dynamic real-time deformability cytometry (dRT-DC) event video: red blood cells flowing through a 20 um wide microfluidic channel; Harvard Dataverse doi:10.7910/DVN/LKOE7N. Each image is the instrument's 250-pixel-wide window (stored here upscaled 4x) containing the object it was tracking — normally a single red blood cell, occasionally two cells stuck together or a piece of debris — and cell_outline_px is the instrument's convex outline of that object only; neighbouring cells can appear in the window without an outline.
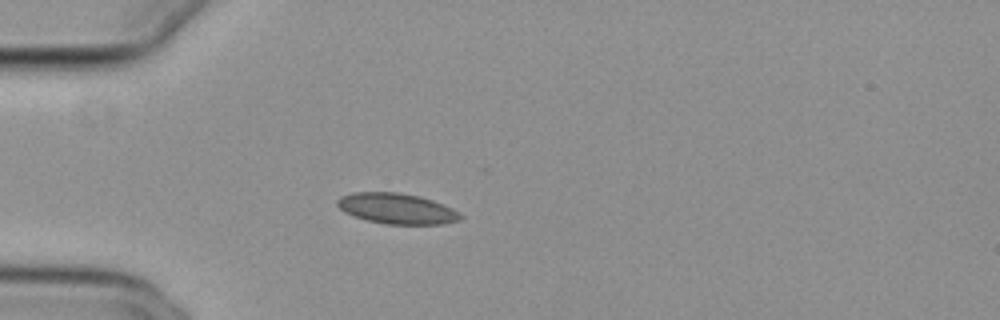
{"species": "common noctule bat (a hibernating species)", "species_latin": "Nyctalus noctula", "temperature_condition": "cold", "stored_images_in_passage": 34, "camera_frame_rate_fps": 3000, "um_per_image_px": 0.085, "animal": {"sex": "female", "body_mass_g": 29.2, "forearm_length_mm": 56.3}, "frame": {"image": 1, "passage_image": 1, "time_ms": 0.0, "image_size_px": [1000, 320], "cell_outline_px": [[464, 216], [460, 220], [444, 224], [384, 224], [368, 220], [344, 212], [336, 204], [336, 200], [340, 196], [352, 192], [400, 192], [420, 196], [444, 204], [460, 212]], "centroid_in_image_um": [33.75, 17.72], "position_along_channel_um": 51.2, "area_um2": 22.14}}
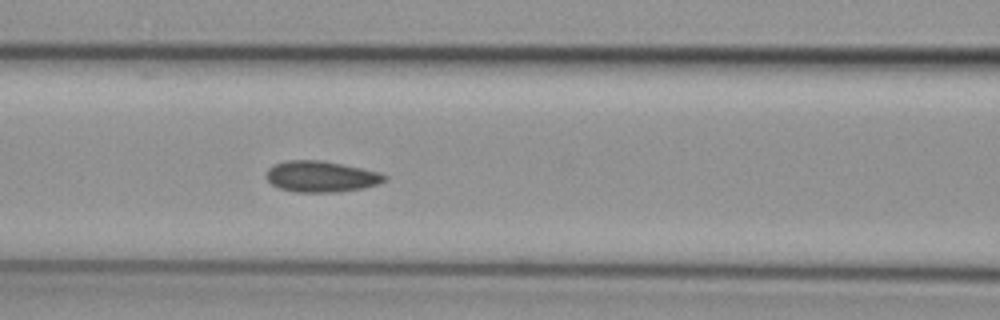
{"frame": {"image": 2, "passage_image": 9, "time_ms": 2.667, "image_size_px": [1000, 320], "cell_outline_px": [[388, 180], [380, 184], [364, 188], [336, 192], [296, 192], [280, 188], [272, 184], [264, 176], [268, 168], [272, 164], [284, 160], [324, 160], [380, 172], [388, 176]], "centroid_in_image_um": [27.3, 14.99], "position_along_channel_um": 139.3, "area_um2": 21.79}}
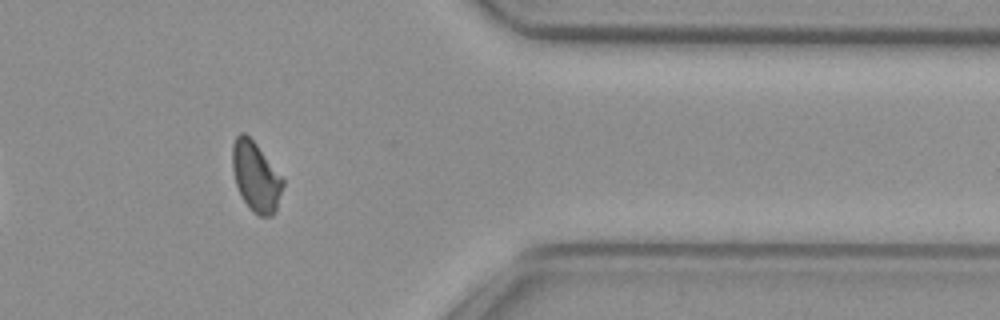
{"frame": {"image": 3, "passage_image": 30, "time_ms": 9.667, "image_size_px": [1000, 320], "cell_outline_px": [[284, 184], [276, 208], [272, 216], [260, 216], [252, 212], [248, 208], [240, 196], [236, 184], [232, 168], [232, 144], [236, 136], [240, 132], [244, 132], [256, 144], [284, 180]], "centroid_in_image_um": [21.72, 15.03], "position_along_channel_um": 389.7, "area_um2": 20.4}, "authors_computed_cell_mechanics": {"area_um2": 20.8947, "velocity_mm_per_s": 3.8283, "shape_relaxation_time_tau1_ms": 9.1344, "shape_relaxation_time_tau2_ms": 2.2588, "deformation_change_tau1": 0.1339, "deformation_change_tau2": 0.0532}}